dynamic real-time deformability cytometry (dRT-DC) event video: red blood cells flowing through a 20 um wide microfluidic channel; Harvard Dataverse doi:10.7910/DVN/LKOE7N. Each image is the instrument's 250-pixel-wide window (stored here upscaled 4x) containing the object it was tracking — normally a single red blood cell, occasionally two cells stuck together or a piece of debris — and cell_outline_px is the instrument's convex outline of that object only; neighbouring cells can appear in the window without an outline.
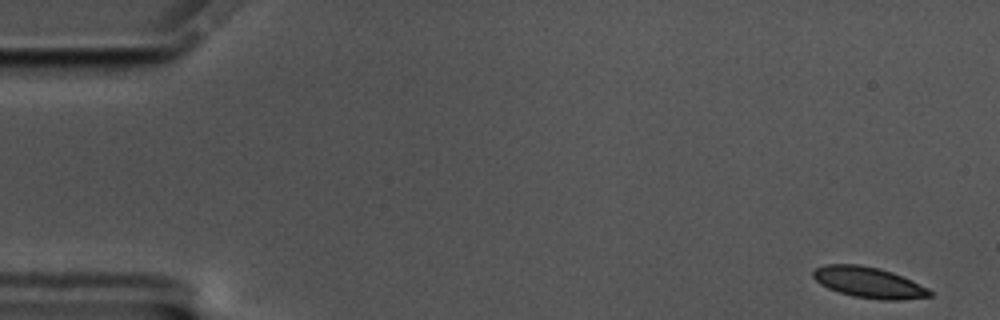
{"species": "common noctule bat (a hibernating species)", "species_latin": "Nyctalus noctula", "temperature_condition": "cold", "stored_images_in_passage": 57, "camera_frame_rate_fps": 3000, "um_per_image_px": 0.085, "animal": {"sex": "male", "body_mass_g": 17.5, "forearm_length_mm": 52.3}, "frame": {"image": 1, "passage_image": 1, "time_ms": 0.0, "image_size_px": [1000, 320], "cell_outline_px": [[932, 296], [900, 300], [880, 300], [852, 296], [828, 288], [820, 284], [812, 276], [812, 272], [816, 268], [828, 264], [860, 264], [880, 268], [892, 272], [912, 280], [928, 288], [932, 292]], "centroid_in_image_um": [73.85, 24.01], "position_along_channel_um": 11.1, "area_um2": 21.04}}
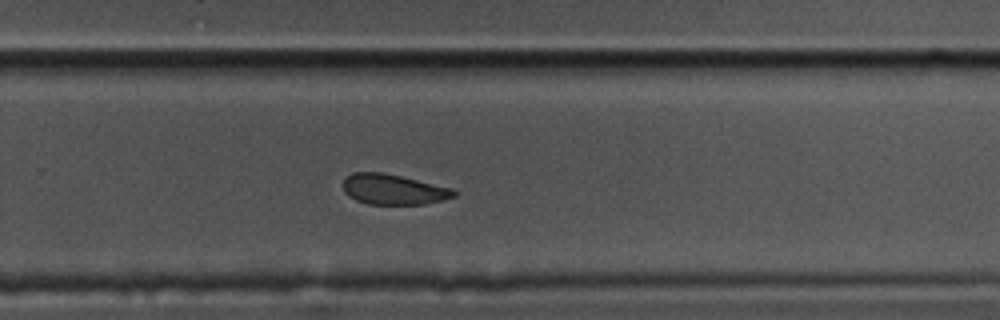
{"frame": {"image": 2, "passage_image": 37, "time_ms": 12.0, "image_size_px": [1000, 320], "cell_outline_px": [[456, 196], [424, 204], [368, 204], [356, 200], [348, 196], [344, 192], [344, 176], [352, 172], [380, 172], [400, 176], [456, 188]], "centroid_in_image_um": [33.44, 16.09], "position_along_channel_um": 296.4, "area_um2": 19.71}}
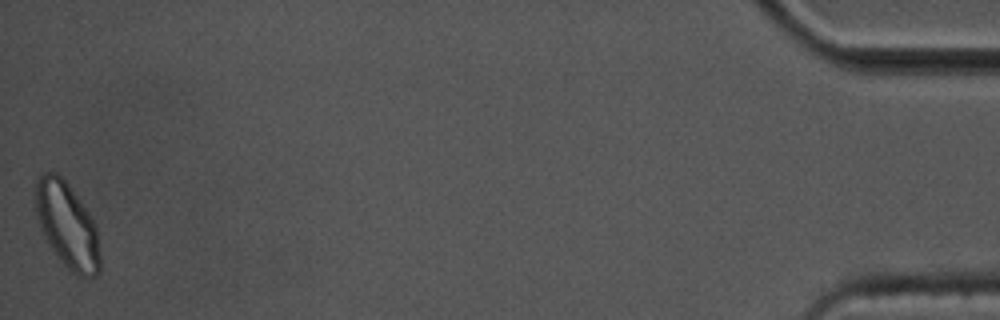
{"frame": {"image": 3, "passage_image": 57, "time_ms": 18.667, "image_size_px": [1000, 320], "cell_outline_px": [[100, 272], [96, 276], [76, 276], [64, 264], [52, 248], [40, 224], [36, 212], [36, 176], [44, 172], [56, 172], [68, 184], [80, 200], [96, 224], [100, 256]], "centroid_in_image_um": [5.74, 19.13], "position_along_channel_um": 429.5, "area_um2": 31.67}, "authors_computed_cell_mechanics": {"area_um2": 21.3282, "velocity_mm_per_s": 3.425, "shape_relaxation_time_tau1_ms": null, "shape_relaxation_time_tau2_ms": 5.4303, "deformation_change_tau1": null, "deformation_change_tau2": 0.0807}}